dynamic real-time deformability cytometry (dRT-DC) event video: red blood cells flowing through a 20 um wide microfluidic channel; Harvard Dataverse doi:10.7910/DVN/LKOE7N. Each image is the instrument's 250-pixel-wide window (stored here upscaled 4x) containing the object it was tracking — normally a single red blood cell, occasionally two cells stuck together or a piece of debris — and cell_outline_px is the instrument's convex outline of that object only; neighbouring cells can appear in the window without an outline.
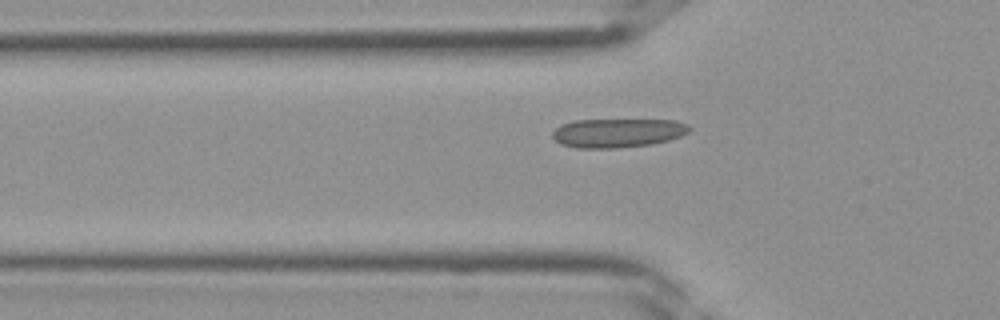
{"species": "Egyptian fruit bat (a non-hibernating species)", "species_latin": "Rousettus aegyptiacus", "temperature_condition": "room temperature", "stored_images_in_passage": 36, "camera_frame_rate_fps": 3000, "um_per_image_px": 0.085, "frame": {"image": 1, "passage_image": 11, "time_ms": 3.333, "image_size_px": [1000, 320], "cell_outline_px": [[692, 128], [688, 132], [680, 136], [668, 140], [652, 144], [616, 148], [576, 148], [560, 144], [552, 136], [552, 132], [560, 124], [576, 120], [676, 120], [688, 124]], "centroid_in_image_um": [52.5, 11.29], "position_along_channel_um": 73.3, "area_um2": 23.18}}
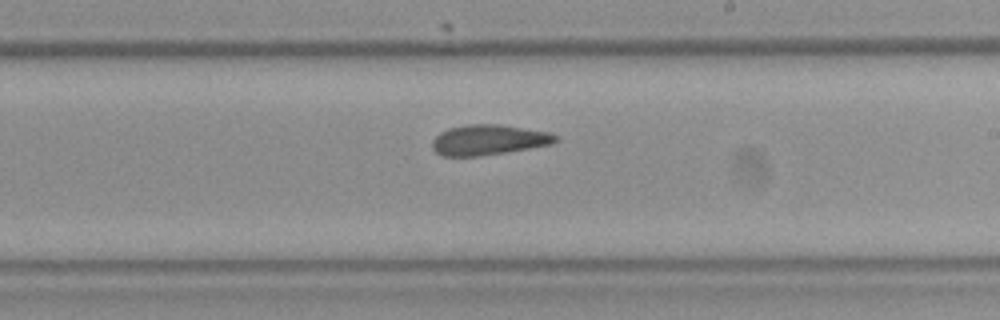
{"frame": {"image": 2, "passage_image": 21, "time_ms": 6.667, "image_size_px": [1000, 320], "cell_outline_px": [[560, 140], [552, 144], [480, 156], [440, 156], [432, 148], [432, 140], [440, 132], [448, 128], [468, 124], [500, 124], [548, 132], [560, 136]], "centroid_in_image_um": [41.53, 11.88], "position_along_channel_um": 247.5, "area_um2": 21.85}}
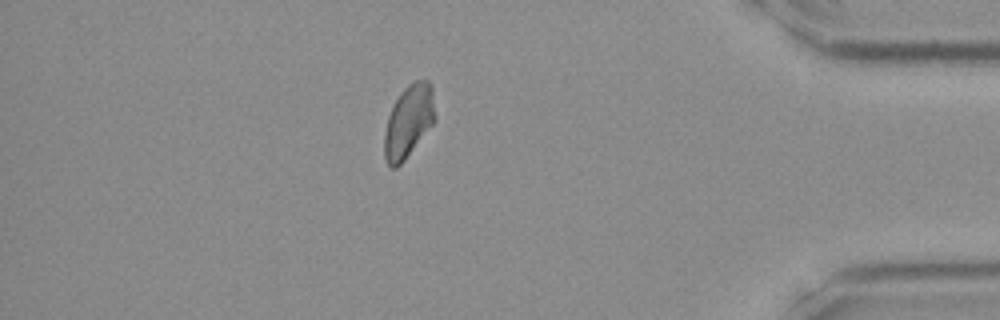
{"frame": {"image": 3, "passage_image": 32, "time_ms": 10.333, "image_size_px": [1000, 320], "cell_outline_px": [[436, 120], [404, 160], [396, 168], [388, 168], [384, 156], [384, 132], [388, 116], [400, 92], [408, 84], [416, 80], [428, 80], [432, 84]], "centroid_in_image_um": [34.73, 10.31], "position_along_channel_um": 400.5, "area_um2": 21.56}}